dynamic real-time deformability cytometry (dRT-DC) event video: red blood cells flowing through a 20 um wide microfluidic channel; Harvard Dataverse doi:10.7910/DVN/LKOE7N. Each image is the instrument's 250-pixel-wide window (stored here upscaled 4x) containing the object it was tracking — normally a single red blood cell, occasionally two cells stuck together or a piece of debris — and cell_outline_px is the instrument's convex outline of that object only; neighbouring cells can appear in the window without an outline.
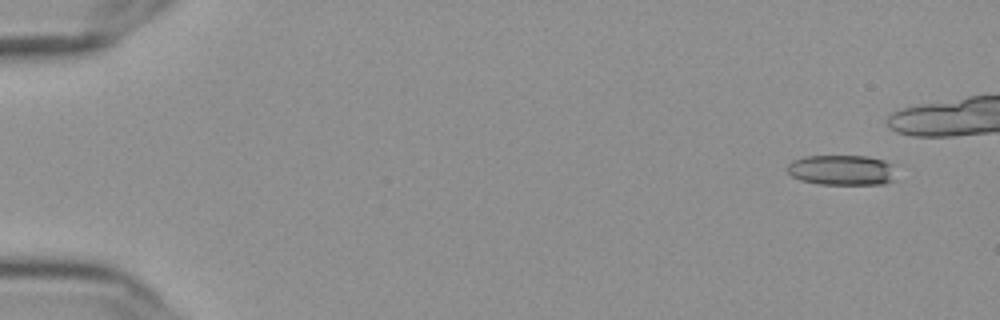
{"species": "Egyptian fruit bat (a non-hibernating species)", "species_latin": "Rousettus aegyptiacus", "temperature_condition": "cold", "stored_images_in_passage": 44, "camera_frame_rate_fps": 3000, "um_per_image_px": 0.085, "frame": {"image": 1, "passage_image": 1, "time_ms": 0.0, "image_size_px": [1000, 320], "cell_outline_px": [[892, 180], [884, 184], [820, 184], [800, 180], [792, 176], [788, 172], [788, 164], [792, 160], [804, 156], [868, 156], [884, 160], [892, 164]], "centroid_in_image_um": [71.51, 14.45], "position_along_channel_um": 13.5, "area_um2": 19.07}}
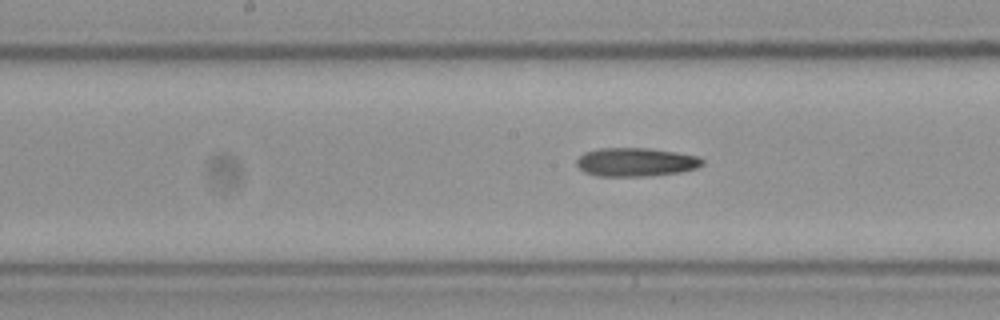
{"frame": {"image": 2, "passage_image": 27, "time_ms": 8.667, "image_size_px": [1000, 320], "cell_outline_px": [[704, 164], [696, 168], [680, 172], [644, 176], [596, 176], [584, 172], [576, 164], [576, 160], [584, 152], [600, 148], [648, 148], [676, 152], [700, 156], [704, 160]], "centroid_in_image_um": [54.05, 13.77], "position_along_channel_um": 194.1, "area_um2": 21.04}}
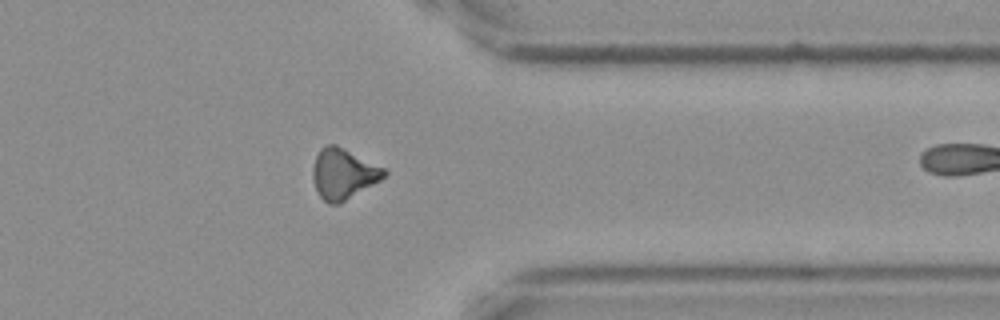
{"frame": {"image": 3, "passage_image": 43, "time_ms": 14.0, "image_size_px": [1000, 320], "cell_outline_px": [[388, 172], [380, 180], [340, 204], [328, 204], [320, 196], [316, 188], [312, 176], [312, 168], [316, 156], [320, 148], [328, 144], [336, 144], [384, 168]], "centroid_in_image_um": [29.16, 14.77], "position_along_channel_um": 382.2, "area_um2": 20.87}}